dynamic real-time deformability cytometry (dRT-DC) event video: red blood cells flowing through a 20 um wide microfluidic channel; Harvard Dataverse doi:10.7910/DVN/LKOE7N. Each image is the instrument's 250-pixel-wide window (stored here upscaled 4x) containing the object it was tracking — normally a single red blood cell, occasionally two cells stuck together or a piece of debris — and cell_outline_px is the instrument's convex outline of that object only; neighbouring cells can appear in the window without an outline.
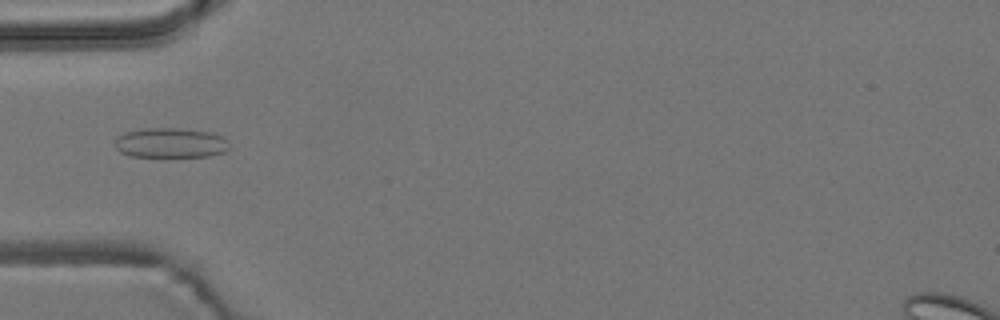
{"species": "common noctule bat (a hibernating species)", "species_latin": "Nyctalus noctula", "temperature_condition": "room temperature", "stored_images_in_passage": 5, "camera_frame_rate_fps": 3000, "um_per_image_px": 0.085, "animal": {"sex": "male", "body_mass_g": 19.2, "forearm_length_mm": 51.8}, "frame": {"image": 1, "passage_image": 5, "time_ms": 5.667, "image_size_px": [1000, 320], "cell_outline_px": [[232, 148], [224, 152], [208, 156], [132, 156], [120, 152], [116, 148], [116, 140], [124, 132], [140, 128], [180, 128], [212, 132], [220, 136]], "centroid_in_image_um": [14.5, 12.13], "position_along_channel_um": 70.5, "area_um2": 19.83}}